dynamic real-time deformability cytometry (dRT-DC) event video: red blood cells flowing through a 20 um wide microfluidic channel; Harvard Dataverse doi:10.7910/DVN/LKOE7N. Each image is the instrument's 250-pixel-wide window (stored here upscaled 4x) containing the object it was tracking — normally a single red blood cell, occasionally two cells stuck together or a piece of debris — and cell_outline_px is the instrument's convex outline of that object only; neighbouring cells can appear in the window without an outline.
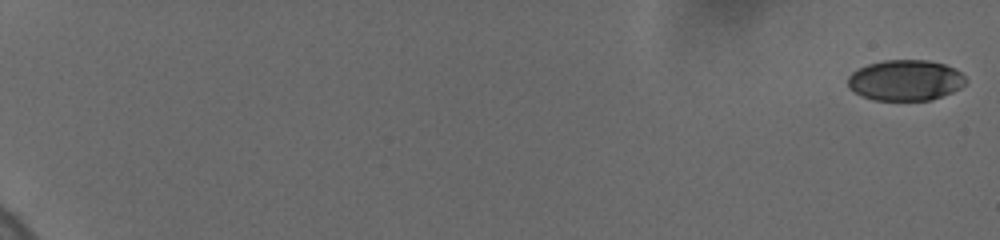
{"species": "human", "species_latin": "Homo sapiens", "temperature_condition": "cold", "stored_images_in_passage": 10, "camera_frame_rate_fps": 3000, "um_per_image_px": 0.085, "donor": {"sex": "female"}, "frame": {"image": 1, "passage_image": 1, "time_ms": 0.0, "image_size_px": [1000, 240], "cell_outline_px": [[968, 80], [960, 88], [952, 92], [932, 100], [876, 100], [864, 96], [848, 88], [848, 76], [852, 72], [868, 64], [884, 60], [928, 60], [944, 64], [956, 68]], "centroid_in_image_um": [76.99, 6.82], "position_along_channel_um": 8.0, "area_um2": 27.98}}
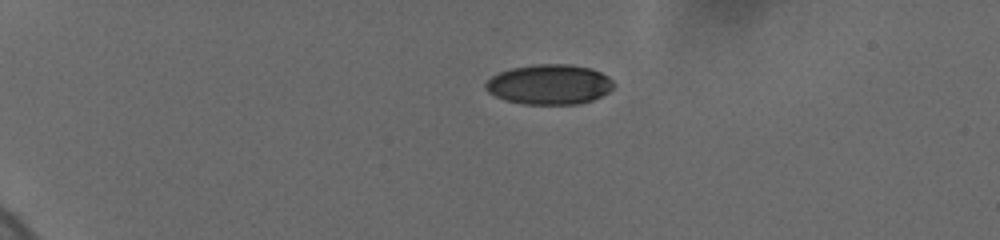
{"frame": {"image": 2, "passage_image": 7, "time_ms": 5.0, "image_size_px": [1000, 240], "cell_outline_px": [[616, 84], [608, 92], [592, 100], [580, 104], [524, 104], [504, 100], [488, 92], [484, 88], [484, 84], [492, 76], [500, 72], [512, 68], [536, 64], [568, 64], [592, 68], [608, 76]], "centroid_in_image_um": [46.7, 7.18], "position_along_channel_um": 38.3, "area_um2": 29.94}}
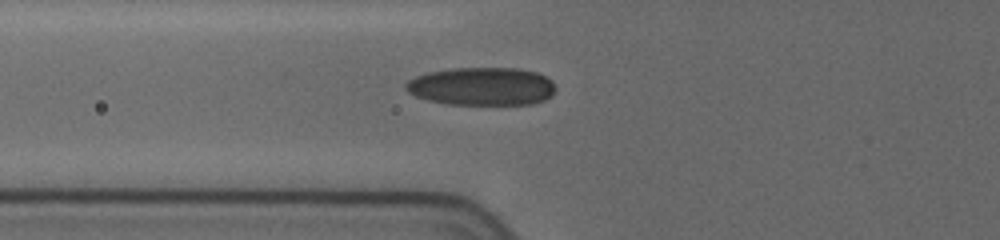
{"frame": {"image": 3, "passage_image": 10, "time_ms": 8.333, "image_size_px": [1000, 240], "cell_outline_px": [[556, 88], [552, 96], [544, 100], [532, 104], [448, 104], [428, 100], [416, 96], [408, 92], [404, 88], [404, 84], [408, 80], [416, 76], [428, 72], [452, 68], [520, 68], [536, 72], [552, 80]], "centroid_in_image_um": [40.96, 7.34], "position_along_channel_um": 84.8, "area_um2": 33.41}}